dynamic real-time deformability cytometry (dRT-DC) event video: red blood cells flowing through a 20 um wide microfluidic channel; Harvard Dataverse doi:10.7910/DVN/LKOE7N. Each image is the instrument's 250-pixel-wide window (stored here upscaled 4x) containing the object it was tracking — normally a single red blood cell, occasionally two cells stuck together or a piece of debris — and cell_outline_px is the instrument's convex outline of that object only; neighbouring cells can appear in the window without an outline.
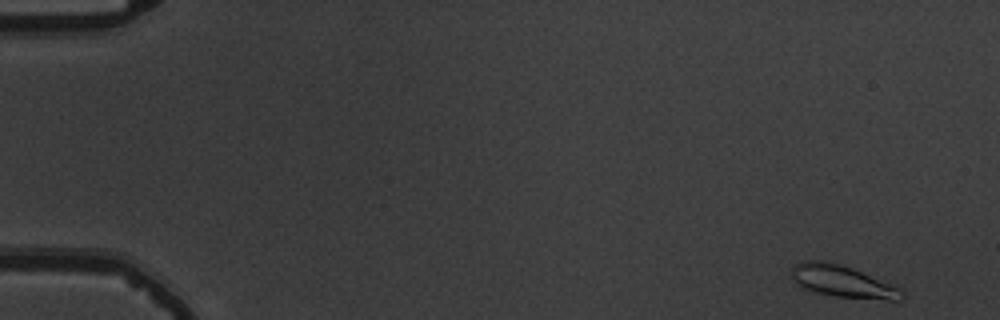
{"species": "common noctule bat (a hibernating species)", "species_latin": "Nyctalus noctula", "temperature_condition": "warm", "stored_images_in_passage": 54, "camera_frame_rate_fps": 3000, "um_per_image_px": 0.085, "animal": {"sex": "male", "body_mass_g": 19.5, "forearm_length_mm": 54.6}, "frame": {"image": 1, "passage_image": 1, "time_ms": 0.0, "image_size_px": [1000, 320], "cell_outline_px": [[904, 296], [900, 300], [888, 300], [836, 296], [816, 292], [804, 288], [796, 284], [792, 276], [792, 268], [796, 264], [804, 260], [820, 260], [852, 268], [892, 284], [900, 288], [904, 292]], "centroid_in_image_um": [71.63, 23.92], "position_along_channel_um": 13.4, "area_um2": 20.23}}
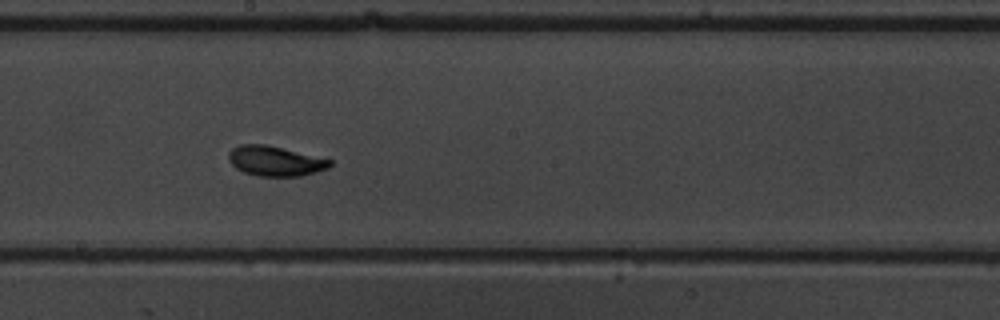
{"frame": {"image": 2, "passage_image": 30, "time_ms": 9.667, "image_size_px": [1000, 320], "cell_outline_px": [[332, 164], [328, 168], [316, 172], [300, 176], [260, 176], [244, 172], [236, 168], [228, 160], [228, 152], [232, 148], [240, 144], [264, 144], [332, 160]], "centroid_in_image_um": [23.36, 13.69], "position_along_channel_um": 224.8, "area_um2": 17.51}}
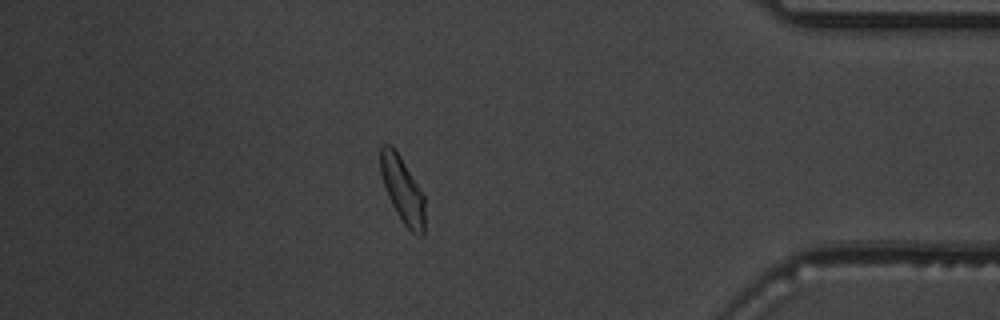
{"frame": {"image": 3, "passage_image": 47, "time_ms": 15.333, "image_size_px": [1000, 320], "cell_outline_px": [[424, 236], [416, 236], [404, 224], [396, 212], [388, 196], [380, 172], [380, 144], [392, 144], [400, 156], [424, 196]], "centroid_in_image_um": [34.2, 16.13], "position_along_channel_um": 401.0, "area_um2": 16.94}, "authors_computed_cell_mechanics": {"area_um2": 17.4556, "velocity_mm_per_s": 3.6709, "shape_relaxation_time_tau1_ms": 6.468, "shape_relaxation_time_tau2_ms": 2.7736, "deformation_change_tau1": 0.2382, "deformation_change_tau2": 0.0616}}